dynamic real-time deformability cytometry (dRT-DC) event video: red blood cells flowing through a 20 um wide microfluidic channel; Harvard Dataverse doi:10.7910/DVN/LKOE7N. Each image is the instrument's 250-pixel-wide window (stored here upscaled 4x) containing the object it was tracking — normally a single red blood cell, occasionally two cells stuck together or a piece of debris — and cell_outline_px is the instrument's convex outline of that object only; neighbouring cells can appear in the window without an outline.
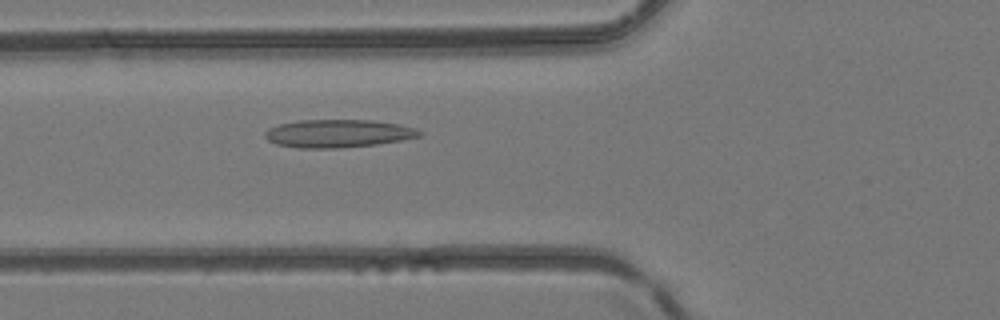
{"species": "common noctule bat (a hibernating species)", "species_latin": "Nyctalus noctula", "temperature_condition": "room temperature", "stored_images_in_passage": 44, "camera_frame_rate_fps": 3000, "um_per_image_px": 0.085, "animal": {"sex": "female", "body_mass_g": 24.6, "forearm_length_mm": 56.2}, "frame": {"image": 1, "passage_image": 14, "time_ms": 4.333, "image_size_px": [1000, 320], "cell_outline_px": [[424, 132], [420, 136], [400, 140], [376, 144], [336, 148], [296, 148], [276, 144], [268, 140], [264, 136], [264, 132], [268, 128], [280, 124], [296, 120], [372, 120], [400, 124], [416, 128]], "centroid_in_image_um": [28.72, 11.34], "position_along_channel_um": 97.1, "area_um2": 25.26}}
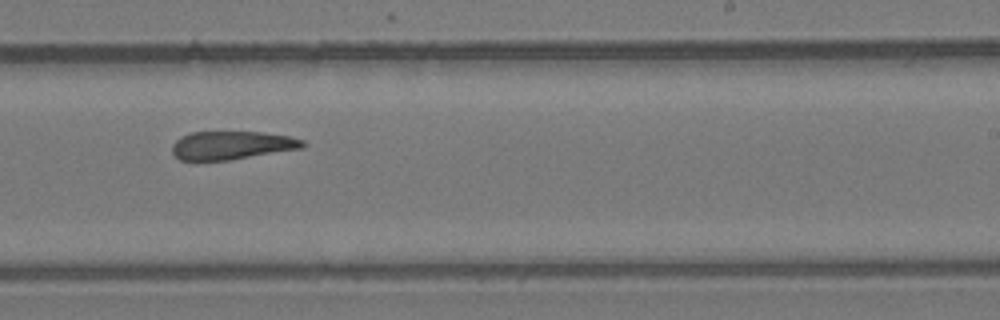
{"frame": {"image": 2, "passage_image": 26, "time_ms": 8.333, "image_size_px": [1000, 320], "cell_outline_px": [[308, 144], [304, 148], [228, 160], [180, 160], [172, 152], [172, 144], [180, 136], [192, 132], [260, 132], [288, 136], [304, 140]], "centroid_in_image_um": [19.72, 12.35], "position_along_channel_um": 269.3, "area_um2": 21.56}}
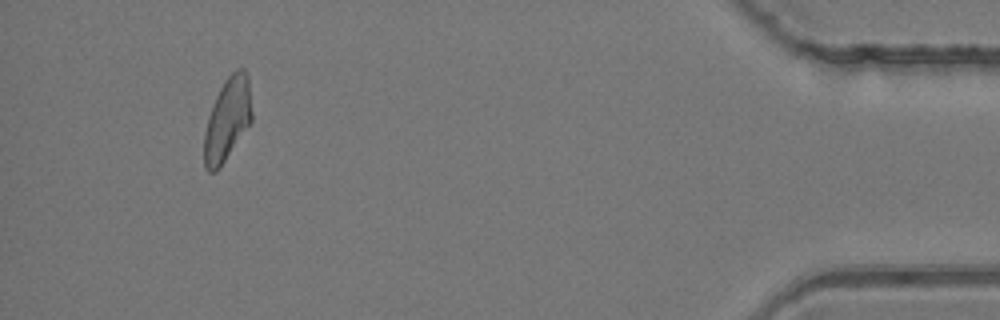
{"frame": {"image": 3, "passage_image": 41, "time_ms": 13.333, "image_size_px": [1000, 320], "cell_outline_px": [[252, 120], [220, 168], [216, 172], [208, 172], [204, 168], [204, 132], [208, 116], [212, 104], [224, 80], [236, 68], [244, 68], [248, 76], [252, 112]], "centroid_in_image_um": [19.31, 10.15], "position_along_channel_um": 415.9, "area_um2": 23.18}}